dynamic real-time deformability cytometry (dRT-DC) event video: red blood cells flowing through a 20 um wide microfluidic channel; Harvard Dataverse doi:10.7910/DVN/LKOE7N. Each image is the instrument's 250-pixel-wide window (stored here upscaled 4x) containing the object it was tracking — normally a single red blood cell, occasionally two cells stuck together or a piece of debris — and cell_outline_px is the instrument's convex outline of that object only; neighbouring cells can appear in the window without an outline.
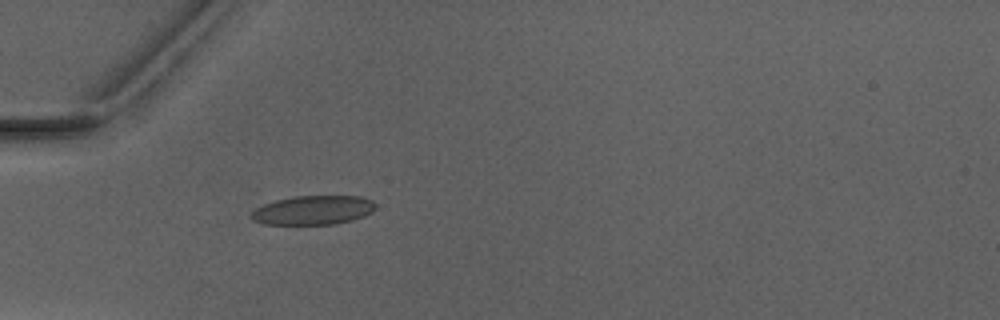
{"species": "Egyptian fruit bat (a non-hibernating species)", "species_latin": "Rousettus aegyptiacus", "temperature_condition": "warm", "stored_images_in_passage": 3, "camera_frame_rate_fps": 3000, "um_per_image_px": 0.085, "animal": {"sex": "male"}, "frame": {"image": 1, "passage_image": 3, "time_ms": 2.333, "image_size_px": [1000, 320], "cell_outline_px": [[376, 208], [372, 212], [364, 216], [352, 220], [336, 224], [264, 224], [252, 220], [252, 212], [256, 208], [264, 204], [276, 200], [296, 196], [360, 196], [372, 200], [376, 204]], "centroid_in_image_um": [26.66, 17.86], "position_along_channel_um": 58.3, "area_um2": 21.04}}